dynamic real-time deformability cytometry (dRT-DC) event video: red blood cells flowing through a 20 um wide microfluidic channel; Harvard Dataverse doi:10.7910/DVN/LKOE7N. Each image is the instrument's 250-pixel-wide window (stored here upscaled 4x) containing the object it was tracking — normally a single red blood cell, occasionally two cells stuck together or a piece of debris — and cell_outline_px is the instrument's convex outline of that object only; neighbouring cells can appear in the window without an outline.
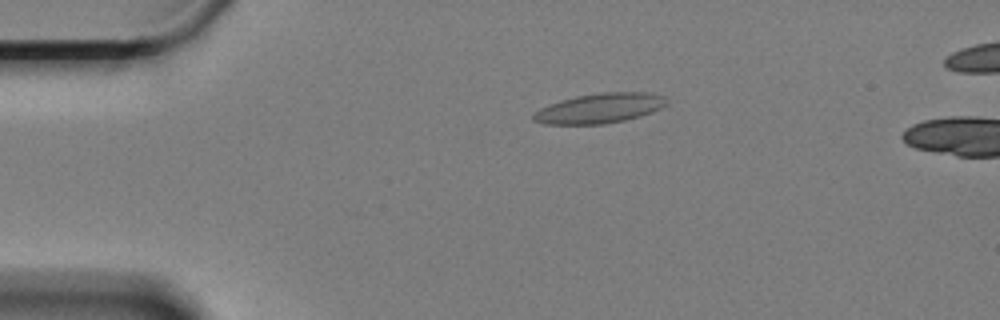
{"species": "Egyptian fruit bat (a non-hibernating species)", "species_latin": "Rousettus aegyptiacus", "temperature_condition": "cold", "stored_images_in_passage": 10, "camera_frame_rate_fps": 3000, "um_per_image_px": 0.085, "animal": {"sex": "female"}, "frame": {"image": 1, "passage_image": 6, "time_ms": 1.667, "image_size_px": [1000, 320], "cell_outline_px": [[668, 104], [652, 112], [640, 116], [624, 120], [604, 124], [544, 124], [532, 120], [532, 116], [540, 108], [548, 104], [560, 100], [576, 96], [600, 92], [652, 92], [664, 96], [668, 100]], "centroid_in_image_um": [50.99, 9.19], "position_along_channel_um": 34.0, "area_um2": 23.35}}